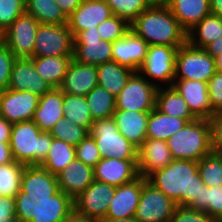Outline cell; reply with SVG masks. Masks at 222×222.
<instances>
[{
	"label": "cell",
	"instance_id": "51",
	"mask_svg": "<svg viewBox=\"0 0 222 222\" xmlns=\"http://www.w3.org/2000/svg\"><path fill=\"white\" fill-rule=\"evenodd\" d=\"M12 123L0 117V142L10 143Z\"/></svg>",
	"mask_w": 222,
	"mask_h": 222
},
{
	"label": "cell",
	"instance_id": "39",
	"mask_svg": "<svg viewBox=\"0 0 222 222\" xmlns=\"http://www.w3.org/2000/svg\"><path fill=\"white\" fill-rule=\"evenodd\" d=\"M201 180L208 187L222 185V155L211 152L198 161Z\"/></svg>",
	"mask_w": 222,
	"mask_h": 222
},
{
	"label": "cell",
	"instance_id": "43",
	"mask_svg": "<svg viewBox=\"0 0 222 222\" xmlns=\"http://www.w3.org/2000/svg\"><path fill=\"white\" fill-rule=\"evenodd\" d=\"M25 12V0H0V30L5 31Z\"/></svg>",
	"mask_w": 222,
	"mask_h": 222
},
{
	"label": "cell",
	"instance_id": "7",
	"mask_svg": "<svg viewBox=\"0 0 222 222\" xmlns=\"http://www.w3.org/2000/svg\"><path fill=\"white\" fill-rule=\"evenodd\" d=\"M178 49L167 45H149L138 72L157 87L173 86Z\"/></svg>",
	"mask_w": 222,
	"mask_h": 222
},
{
	"label": "cell",
	"instance_id": "24",
	"mask_svg": "<svg viewBox=\"0 0 222 222\" xmlns=\"http://www.w3.org/2000/svg\"><path fill=\"white\" fill-rule=\"evenodd\" d=\"M56 176L59 190L74 200L94 181V169L76 158Z\"/></svg>",
	"mask_w": 222,
	"mask_h": 222
},
{
	"label": "cell",
	"instance_id": "47",
	"mask_svg": "<svg viewBox=\"0 0 222 222\" xmlns=\"http://www.w3.org/2000/svg\"><path fill=\"white\" fill-rule=\"evenodd\" d=\"M209 102L213 113L222 111V73L216 72L207 82Z\"/></svg>",
	"mask_w": 222,
	"mask_h": 222
},
{
	"label": "cell",
	"instance_id": "36",
	"mask_svg": "<svg viewBox=\"0 0 222 222\" xmlns=\"http://www.w3.org/2000/svg\"><path fill=\"white\" fill-rule=\"evenodd\" d=\"M63 111L67 120L90 130L94 121L85 96L63 93Z\"/></svg>",
	"mask_w": 222,
	"mask_h": 222
},
{
	"label": "cell",
	"instance_id": "59",
	"mask_svg": "<svg viewBox=\"0 0 222 222\" xmlns=\"http://www.w3.org/2000/svg\"><path fill=\"white\" fill-rule=\"evenodd\" d=\"M4 44L3 31L0 30V46Z\"/></svg>",
	"mask_w": 222,
	"mask_h": 222
},
{
	"label": "cell",
	"instance_id": "37",
	"mask_svg": "<svg viewBox=\"0 0 222 222\" xmlns=\"http://www.w3.org/2000/svg\"><path fill=\"white\" fill-rule=\"evenodd\" d=\"M25 165L13 161L0 165V196L15 198L20 191Z\"/></svg>",
	"mask_w": 222,
	"mask_h": 222
},
{
	"label": "cell",
	"instance_id": "14",
	"mask_svg": "<svg viewBox=\"0 0 222 222\" xmlns=\"http://www.w3.org/2000/svg\"><path fill=\"white\" fill-rule=\"evenodd\" d=\"M73 59L94 66L112 61V42L102 40L98 29L82 31L74 38Z\"/></svg>",
	"mask_w": 222,
	"mask_h": 222
},
{
	"label": "cell",
	"instance_id": "46",
	"mask_svg": "<svg viewBox=\"0 0 222 222\" xmlns=\"http://www.w3.org/2000/svg\"><path fill=\"white\" fill-rule=\"evenodd\" d=\"M16 59L5 44L0 46V92L8 87L10 74Z\"/></svg>",
	"mask_w": 222,
	"mask_h": 222
},
{
	"label": "cell",
	"instance_id": "33",
	"mask_svg": "<svg viewBox=\"0 0 222 222\" xmlns=\"http://www.w3.org/2000/svg\"><path fill=\"white\" fill-rule=\"evenodd\" d=\"M25 12L42 24H67L68 17L55 0H25Z\"/></svg>",
	"mask_w": 222,
	"mask_h": 222
},
{
	"label": "cell",
	"instance_id": "29",
	"mask_svg": "<svg viewBox=\"0 0 222 222\" xmlns=\"http://www.w3.org/2000/svg\"><path fill=\"white\" fill-rule=\"evenodd\" d=\"M36 72L47 81L52 88H59L65 73L73 60V56L32 57Z\"/></svg>",
	"mask_w": 222,
	"mask_h": 222
},
{
	"label": "cell",
	"instance_id": "55",
	"mask_svg": "<svg viewBox=\"0 0 222 222\" xmlns=\"http://www.w3.org/2000/svg\"><path fill=\"white\" fill-rule=\"evenodd\" d=\"M210 14L222 17V0H209Z\"/></svg>",
	"mask_w": 222,
	"mask_h": 222
},
{
	"label": "cell",
	"instance_id": "34",
	"mask_svg": "<svg viewBox=\"0 0 222 222\" xmlns=\"http://www.w3.org/2000/svg\"><path fill=\"white\" fill-rule=\"evenodd\" d=\"M75 159L76 154L74 146L60 139L53 138L46 159L40 166L51 174L57 175Z\"/></svg>",
	"mask_w": 222,
	"mask_h": 222
},
{
	"label": "cell",
	"instance_id": "21",
	"mask_svg": "<svg viewBox=\"0 0 222 222\" xmlns=\"http://www.w3.org/2000/svg\"><path fill=\"white\" fill-rule=\"evenodd\" d=\"M143 177L116 187L105 218L121 219L135 216L142 193Z\"/></svg>",
	"mask_w": 222,
	"mask_h": 222
},
{
	"label": "cell",
	"instance_id": "28",
	"mask_svg": "<svg viewBox=\"0 0 222 222\" xmlns=\"http://www.w3.org/2000/svg\"><path fill=\"white\" fill-rule=\"evenodd\" d=\"M156 108L163 114L186 119L188 122L197 119L190 111L185 100L173 86L158 87Z\"/></svg>",
	"mask_w": 222,
	"mask_h": 222
},
{
	"label": "cell",
	"instance_id": "15",
	"mask_svg": "<svg viewBox=\"0 0 222 222\" xmlns=\"http://www.w3.org/2000/svg\"><path fill=\"white\" fill-rule=\"evenodd\" d=\"M40 97L29 91L5 89L0 92V114L10 123L32 121Z\"/></svg>",
	"mask_w": 222,
	"mask_h": 222
},
{
	"label": "cell",
	"instance_id": "13",
	"mask_svg": "<svg viewBox=\"0 0 222 222\" xmlns=\"http://www.w3.org/2000/svg\"><path fill=\"white\" fill-rule=\"evenodd\" d=\"M115 191V186L94 180L74 199V210L84 217L102 221L106 217Z\"/></svg>",
	"mask_w": 222,
	"mask_h": 222
},
{
	"label": "cell",
	"instance_id": "6",
	"mask_svg": "<svg viewBox=\"0 0 222 222\" xmlns=\"http://www.w3.org/2000/svg\"><path fill=\"white\" fill-rule=\"evenodd\" d=\"M101 158L138 160V148L120 134L113 117L95 120L89 130Z\"/></svg>",
	"mask_w": 222,
	"mask_h": 222
},
{
	"label": "cell",
	"instance_id": "26",
	"mask_svg": "<svg viewBox=\"0 0 222 222\" xmlns=\"http://www.w3.org/2000/svg\"><path fill=\"white\" fill-rule=\"evenodd\" d=\"M113 118L120 134L139 148L146 139L149 112L116 110Z\"/></svg>",
	"mask_w": 222,
	"mask_h": 222
},
{
	"label": "cell",
	"instance_id": "50",
	"mask_svg": "<svg viewBox=\"0 0 222 222\" xmlns=\"http://www.w3.org/2000/svg\"><path fill=\"white\" fill-rule=\"evenodd\" d=\"M64 14L69 17L81 4L82 0H55Z\"/></svg>",
	"mask_w": 222,
	"mask_h": 222
},
{
	"label": "cell",
	"instance_id": "35",
	"mask_svg": "<svg viewBox=\"0 0 222 222\" xmlns=\"http://www.w3.org/2000/svg\"><path fill=\"white\" fill-rule=\"evenodd\" d=\"M87 105L93 121L113 117L116 111V99L103 87L95 86L86 96Z\"/></svg>",
	"mask_w": 222,
	"mask_h": 222
},
{
	"label": "cell",
	"instance_id": "42",
	"mask_svg": "<svg viewBox=\"0 0 222 222\" xmlns=\"http://www.w3.org/2000/svg\"><path fill=\"white\" fill-rule=\"evenodd\" d=\"M130 30V24L123 18L112 15L98 26L101 39L114 42L121 39Z\"/></svg>",
	"mask_w": 222,
	"mask_h": 222
},
{
	"label": "cell",
	"instance_id": "2",
	"mask_svg": "<svg viewBox=\"0 0 222 222\" xmlns=\"http://www.w3.org/2000/svg\"><path fill=\"white\" fill-rule=\"evenodd\" d=\"M146 180L176 205L200 211V193L204 183L198 172V162L173 159L166 167L150 174Z\"/></svg>",
	"mask_w": 222,
	"mask_h": 222
},
{
	"label": "cell",
	"instance_id": "22",
	"mask_svg": "<svg viewBox=\"0 0 222 222\" xmlns=\"http://www.w3.org/2000/svg\"><path fill=\"white\" fill-rule=\"evenodd\" d=\"M172 160L166 141L146 138L138 148V174L146 179L150 174L166 167Z\"/></svg>",
	"mask_w": 222,
	"mask_h": 222
},
{
	"label": "cell",
	"instance_id": "48",
	"mask_svg": "<svg viewBox=\"0 0 222 222\" xmlns=\"http://www.w3.org/2000/svg\"><path fill=\"white\" fill-rule=\"evenodd\" d=\"M209 122L211 126L212 152L222 155V111L214 113Z\"/></svg>",
	"mask_w": 222,
	"mask_h": 222
},
{
	"label": "cell",
	"instance_id": "12",
	"mask_svg": "<svg viewBox=\"0 0 222 222\" xmlns=\"http://www.w3.org/2000/svg\"><path fill=\"white\" fill-rule=\"evenodd\" d=\"M39 22L24 12L4 32V44L16 58H32Z\"/></svg>",
	"mask_w": 222,
	"mask_h": 222
},
{
	"label": "cell",
	"instance_id": "11",
	"mask_svg": "<svg viewBox=\"0 0 222 222\" xmlns=\"http://www.w3.org/2000/svg\"><path fill=\"white\" fill-rule=\"evenodd\" d=\"M176 203L143 177L142 193L134 218L138 222H170Z\"/></svg>",
	"mask_w": 222,
	"mask_h": 222
},
{
	"label": "cell",
	"instance_id": "23",
	"mask_svg": "<svg viewBox=\"0 0 222 222\" xmlns=\"http://www.w3.org/2000/svg\"><path fill=\"white\" fill-rule=\"evenodd\" d=\"M97 85V67L73 59L59 89L70 95L86 96Z\"/></svg>",
	"mask_w": 222,
	"mask_h": 222
},
{
	"label": "cell",
	"instance_id": "56",
	"mask_svg": "<svg viewBox=\"0 0 222 222\" xmlns=\"http://www.w3.org/2000/svg\"><path fill=\"white\" fill-rule=\"evenodd\" d=\"M100 222H138V221L134 217H131V218H121V219L104 218Z\"/></svg>",
	"mask_w": 222,
	"mask_h": 222
},
{
	"label": "cell",
	"instance_id": "18",
	"mask_svg": "<svg viewBox=\"0 0 222 222\" xmlns=\"http://www.w3.org/2000/svg\"><path fill=\"white\" fill-rule=\"evenodd\" d=\"M93 169L94 180L115 187L130 183L139 177L138 160L101 158Z\"/></svg>",
	"mask_w": 222,
	"mask_h": 222
},
{
	"label": "cell",
	"instance_id": "40",
	"mask_svg": "<svg viewBox=\"0 0 222 222\" xmlns=\"http://www.w3.org/2000/svg\"><path fill=\"white\" fill-rule=\"evenodd\" d=\"M114 15L131 24L143 11L148 9L152 0H104Z\"/></svg>",
	"mask_w": 222,
	"mask_h": 222
},
{
	"label": "cell",
	"instance_id": "1",
	"mask_svg": "<svg viewBox=\"0 0 222 222\" xmlns=\"http://www.w3.org/2000/svg\"><path fill=\"white\" fill-rule=\"evenodd\" d=\"M74 200L59 190L57 176L40 165L25 166L15 196L16 222H61Z\"/></svg>",
	"mask_w": 222,
	"mask_h": 222
},
{
	"label": "cell",
	"instance_id": "9",
	"mask_svg": "<svg viewBox=\"0 0 222 222\" xmlns=\"http://www.w3.org/2000/svg\"><path fill=\"white\" fill-rule=\"evenodd\" d=\"M158 87L139 72H134L125 87L115 97L116 110L150 112L156 107Z\"/></svg>",
	"mask_w": 222,
	"mask_h": 222
},
{
	"label": "cell",
	"instance_id": "25",
	"mask_svg": "<svg viewBox=\"0 0 222 222\" xmlns=\"http://www.w3.org/2000/svg\"><path fill=\"white\" fill-rule=\"evenodd\" d=\"M64 118L63 92L52 88L39 99L33 115V122L42 132H50L59 119Z\"/></svg>",
	"mask_w": 222,
	"mask_h": 222
},
{
	"label": "cell",
	"instance_id": "44",
	"mask_svg": "<svg viewBox=\"0 0 222 222\" xmlns=\"http://www.w3.org/2000/svg\"><path fill=\"white\" fill-rule=\"evenodd\" d=\"M76 158L92 168L101 160V154L94 138L88 134L75 146Z\"/></svg>",
	"mask_w": 222,
	"mask_h": 222
},
{
	"label": "cell",
	"instance_id": "30",
	"mask_svg": "<svg viewBox=\"0 0 222 222\" xmlns=\"http://www.w3.org/2000/svg\"><path fill=\"white\" fill-rule=\"evenodd\" d=\"M96 67L98 85L110 92L114 97L121 92L134 73L133 70L114 61L105 62Z\"/></svg>",
	"mask_w": 222,
	"mask_h": 222
},
{
	"label": "cell",
	"instance_id": "54",
	"mask_svg": "<svg viewBox=\"0 0 222 222\" xmlns=\"http://www.w3.org/2000/svg\"><path fill=\"white\" fill-rule=\"evenodd\" d=\"M61 222H100L89 217H84L73 210L67 217Z\"/></svg>",
	"mask_w": 222,
	"mask_h": 222
},
{
	"label": "cell",
	"instance_id": "57",
	"mask_svg": "<svg viewBox=\"0 0 222 222\" xmlns=\"http://www.w3.org/2000/svg\"><path fill=\"white\" fill-rule=\"evenodd\" d=\"M216 71L222 73V54L214 58Z\"/></svg>",
	"mask_w": 222,
	"mask_h": 222
},
{
	"label": "cell",
	"instance_id": "4",
	"mask_svg": "<svg viewBox=\"0 0 222 222\" xmlns=\"http://www.w3.org/2000/svg\"><path fill=\"white\" fill-rule=\"evenodd\" d=\"M52 139L49 132H42L33 121L13 123L9 144L14 161L25 166L41 165Z\"/></svg>",
	"mask_w": 222,
	"mask_h": 222
},
{
	"label": "cell",
	"instance_id": "16",
	"mask_svg": "<svg viewBox=\"0 0 222 222\" xmlns=\"http://www.w3.org/2000/svg\"><path fill=\"white\" fill-rule=\"evenodd\" d=\"M112 15L111 8L104 0H82L79 7L68 17L67 26L75 38L87 29H98V26Z\"/></svg>",
	"mask_w": 222,
	"mask_h": 222
},
{
	"label": "cell",
	"instance_id": "31",
	"mask_svg": "<svg viewBox=\"0 0 222 222\" xmlns=\"http://www.w3.org/2000/svg\"><path fill=\"white\" fill-rule=\"evenodd\" d=\"M187 123L186 119L163 114L155 107L149 112L146 138L166 141Z\"/></svg>",
	"mask_w": 222,
	"mask_h": 222
},
{
	"label": "cell",
	"instance_id": "41",
	"mask_svg": "<svg viewBox=\"0 0 222 222\" xmlns=\"http://www.w3.org/2000/svg\"><path fill=\"white\" fill-rule=\"evenodd\" d=\"M200 211L206 212L216 221L222 222V185L202 186L200 193Z\"/></svg>",
	"mask_w": 222,
	"mask_h": 222
},
{
	"label": "cell",
	"instance_id": "3",
	"mask_svg": "<svg viewBox=\"0 0 222 222\" xmlns=\"http://www.w3.org/2000/svg\"><path fill=\"white\" fill-rule=\"evenodd\" d=\"M130 30L149 45L181 47L187 42V32L164 4H152L130 24Z\"/></svg>",
	"mask_w": 222,
	"mask_h": 222
},
{
	"label": "cell",
	"instance_id": "58",
	"mask_svg": "<svg viewBox=\"0 0 222 222\" xmlns=\"http://www.w3.org/2000/svg\"><path fill=\"white\" fill-rule=\"evenodd\" d=\"M170 0H152L153 4H164L166 5Z\"/></svg>",
	"mask_w": 222,
	"mask_h": 222
},
{
	"label": "cell",
	"instance_id": "53",
	"mask_svg": "<svg viewBox=\"0 0 222 222\" xmlns=\"http://www.w3.org/2000/svg\"><path fill=\"white\" fill-rule=\"evenodd\" d=\"M204 49L212 58H215L221 55L222 54V36L219 37L218 39H215L210 44H208Z\"/></svg>",
	"mask_w": 222,
	"mask_h": 222
},
{
	"label": "cell",
	"instance_id": "27",
	"mask_svg": "<svg viewBox=\"0 0 222 222\" xmlns=\"http://www.w3.org/2000/svg\"><path fill=\"white\" fill-rule=\"evenodd\" d=\"M166 5L187 33L210 14L209 0H170Z\"/></svg>",
	"mask_w": 222,
	"mask_h": 222
},
{
	"label": "cell",
	"instance_id": "17",
	"mask_svg": "<svg viewBox=\"0 0 222 222\" xmlns=\"http://www.w3.org/2000/svg\"><path fill=\"white\" fill-rule=\"evenodd\" d=\"M148 48L149 44L144 39L129 30L121 39L112 42V61L138 72Z\"/></svg>",
	"mask_w": 222,
	"mask_h": 222
},
{
	"label": "cell",
	"instance_id": "45",
	"mask_svg": "<svg viewBox=\"0 0 222 222\" xmlns=\"http://www.w3.org/2000/svg\"><path fill=\"white\" fill-rule=\"evenodd\" d=\"M170 222H218L204 211L176 205Z\"/></svg>",
	"mask_w": 222,
	"mask_h": 222
},
{
	"label": "cell",
	"instance_id": "10",
	"mask_svg": "<svg viewBox=\"0 0 222 222\" xmlns=\"http://www.w3.org/2000/svg\"><path fill=\"white\" fill-rule=\"evenodd\" d=\"M73 49L74 37L67 24H39L33 57L73 56Z\"/></svg>",
	"mask_w": 222,
	"mask_h": 222
},
{
	"label": "cell",
	"instance_id": "5",
	"mask_svg": "<svg viewBox=\"0 0 222 222\" xmlns=\"http://www.w3.org/2000/svg\"><path fill=\"white\" fill-rule=\"evenodd\" d=\"M172 159L200 161L212 152L209 120L196 119L166 140Z\"/></svg>",
	"mask_w": 222,
	"mask_h": 222
},
{
	"label": "cell",
	"instance_id": "8",
	"mask_svg": "<svg viewBox=\"0 0 222 222\" xmlns=\"http://www.w3.org/2000/svg\"><path fill=\"white\" fill-rule=\"evenodd\" d=\"M216 72L214 58L204 48L194 47L188 41L179 47L174 79L199 80L207 83Z\"/></svg>",
	"mask_w": 222,
	"mask_h": 222
},
{
	"label": "cell",
	"instance_id": "20",
	"mask_svg": "<svg viewBox=\"0 0 222 222\" xmlns=\"http://www.w3.org/2000/svg\"><path fill=\"white\" fill-rule=\"evenodd\" d=\"M173 87L182 96L197 119L209 120L214 114L211 110L206 82L174 79Z\"/></svg>",
	"mask_w": 222,
	"mask_h": 222
},
{
	"label": "cell",
	"instance_id": "49",
	"mask_svg": "<svg viewBox=\"0 0 222 222\" xmlns=\"http://www.w3.org/2000/svg\"><path fill=\"white\" fill-rule=\"evenodd\" d=\"M0 222H16L15 198L0 196Z\"/></svg>",
	"mask_w": 222,
	"mask_h": 222
},
{
	"label": "cell",
	"instance_id": "19",
	"mask_svg": "<svg viewBox=\"0 0 222 222\" xmlns=\"http://www.w3.org/2000/svg\"><path fill=\"white\" fill-rule=\"evenodd\" d=\"M7 88L16 91H29L39 97L52 89L51 85L36 72L30 58L15 60Z\"/></svg>",
	"mask_w": 222,
	"mask_h": 222
},
{
	"label": "cell",
	"instance_id": "38",
	"mask_svg": "<svg viewBox=\"0 0 222 222\" xmlns=\"http://www.w3.org/2000/svg\"><path fill=\"white\" fill-rule=\"evenodd\" d=\"M49 134L53 138L60 139L75 147L89 134V130L64 117L56 122Z\"/></svg>",
	"mask_w": 222,
	"mask_h": 222
},
{
	"label": "cell",
	"instance_id": "32",
	"mask_svg": "<svg viewBox=\"0 0 222 222\" xmlns=\"http://www.w3.org/2000/svg\"><path fill=\"white\" fill-rule=\"evenodd\" d=\"M222 36V17L209 14L187 33V41L194 47L205 48Z\"/></svg>",
	"mask_w": 222,
	"mask_h": 222
},
{
	"label": "cell",
	"instance_id": "52",
	"mask_svg": "<svg viewBox=\"0 0 222 222\" xmlns=\"http://www.w3.org/2000/svg\"><path fill=\"white\" fill-rule=\"evenodd\" d=\"M11 148L9 143L0 142V165H4L13 162Z\"/></svg>",
	"mask_w": 222,
	"mask_h": 222
}]
</instances>
